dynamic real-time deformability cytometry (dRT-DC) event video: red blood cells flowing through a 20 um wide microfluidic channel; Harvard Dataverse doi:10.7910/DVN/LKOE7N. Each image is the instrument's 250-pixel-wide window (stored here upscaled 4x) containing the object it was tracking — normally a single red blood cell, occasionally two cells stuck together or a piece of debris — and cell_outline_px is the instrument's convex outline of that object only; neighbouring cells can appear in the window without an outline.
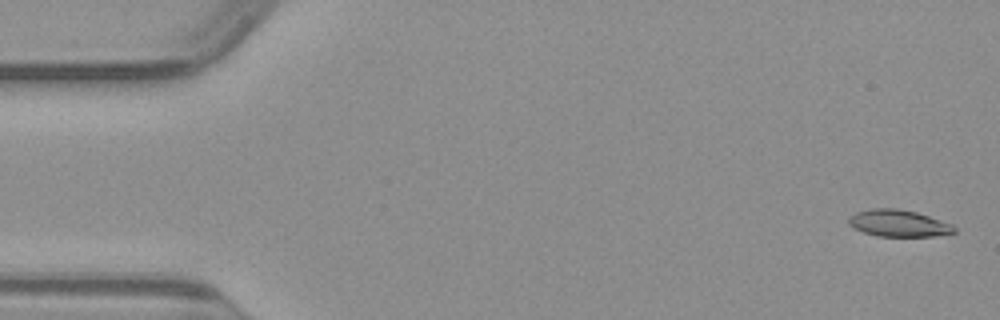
{"species": "common noctule bat (a hibernating species)", "species_latin": "Nyctalus noctula", "temperature_condition": "warm", "stored_images_in_passage": 50, "camera_frame_rate_fps": 3000, "um_per_image_px": 0.085, "animal": {"sex": "male", "body_mass_g": 23.1, "forearm_length_mm": 52.7}, "frame": {"image": 1, "passage_image": 2, "time_ms": 0.333, "image_size_px": [1000, 320], "cell_outline_px": [[956, 232], [932, 236], [876, 236], [864, 232], [848, 224], [848, 216], [856, 212], [872, 208], [896, 208], [916, 212], [952, 224], [956, 228]], "centroid_in_image_um": [76.35, 18.97], "position_along_channel_um": 8.6, "area_um2": 16.42}}
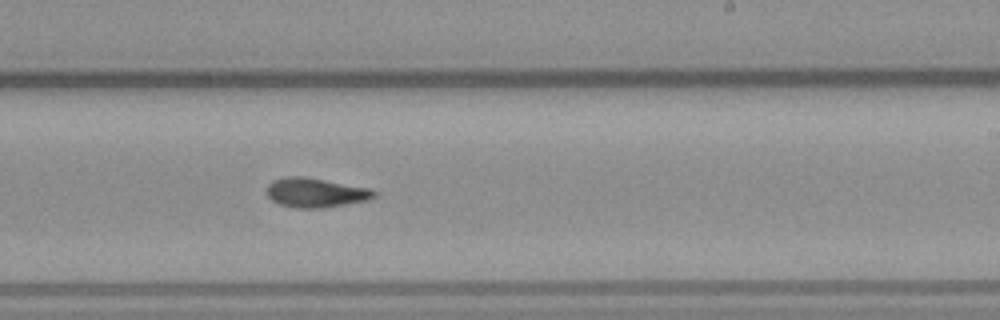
{"frame": {"image": 2, "passage_image": 30, "time_ms": 9.667, "image_size_px": [1000, 320], "cell_outline_px": [[376, 196], [368, 200], [324, 208], [296, 208], [280, 204], [272, 200], [268, 196], [268, 184], [272, 180], [284, 176], [304, 176], [368, 188], [376, 192]], "centroid_in_image_um": [26.81, 16.37], "position_along_channel_um": 262.2, "area_um2": 18.32}}
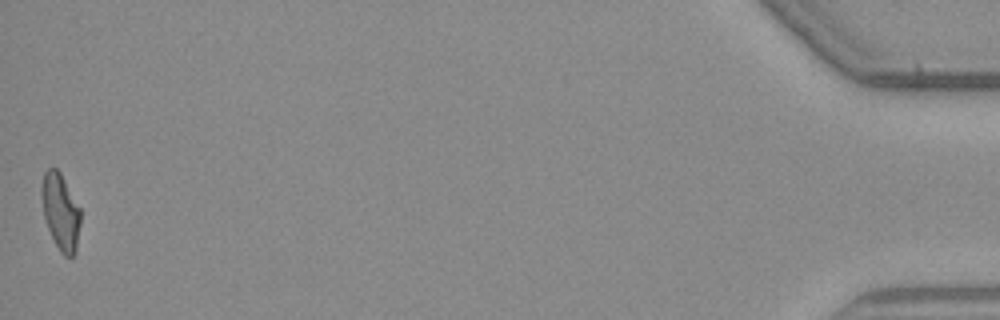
{"frame": {"image": 3, "passage_image": 50, "time_ms": 16.333, "image_size_px": [1000, 320], "cell_outline_px": [[80, 224], [76, 252], [72, 256], [64, 256], [60, 252], [48, 228], [44, 216], [40, 196], [40, 188], [44, 172], [48, 168], [56, 168], [60, 172], [80, 208]], "centroid_in_image_um": [5.13, 17.98], "position_along_channel_um": 430.1, "area_um2": 17.34}}